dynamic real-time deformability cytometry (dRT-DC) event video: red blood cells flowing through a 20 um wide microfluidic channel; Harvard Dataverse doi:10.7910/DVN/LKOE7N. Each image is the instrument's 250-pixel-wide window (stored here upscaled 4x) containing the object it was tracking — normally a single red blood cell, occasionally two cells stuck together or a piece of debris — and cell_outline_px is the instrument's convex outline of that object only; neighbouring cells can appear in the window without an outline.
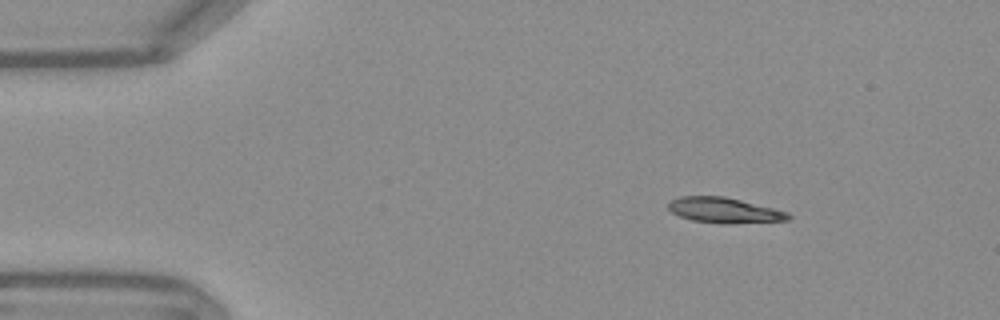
{"species": "Egyptian fruit bat (a non-hibernating species)", "species_latin": "Rousettus aegyptiacus", "temperature_condition": "warm", "stored_images_in_passage": 47, "camera_frame_rate_fps": 3000, "um_per_image_px": 0.085, "frame": {"image": 1, "passage_image": 1, "time_ms": 0.0, "image_size_px": [1000, 320], "cell_outline_px": [[792, 216], [788, 220], [728, 224], [724, 224], [692, 220], [680, 216], [672, 212], [668, 208], [668, 204], [672, 200], [680, 196], [724, 196], [788, 212]], "centroid_in_image_um": [61.56, 17.88], "position_along_channel_um": 23.4, "area_um2": 17.57}}
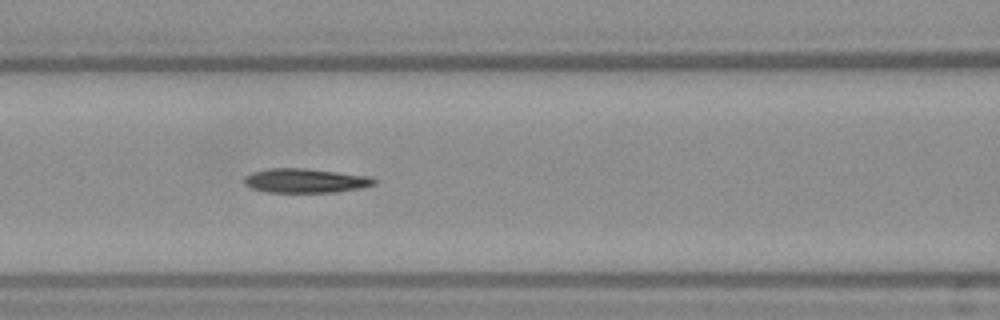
{"frame": {"image": 2, "passage_image": 16, "time_ms": 5.0, "image_size_px": [1000, 320], "cell_outline_px": [[376, 184], [360, 188], [336, 192], [268, 192], [252, 188], [244, 184], [244, 176], [252, 172], [268, 168], [304, 168], [368, 176], [376, 180]], "centroid_in_image_um": [25.92, 15.35], "position_along_channel_um": 140.7, "area_um2": 18.26}}
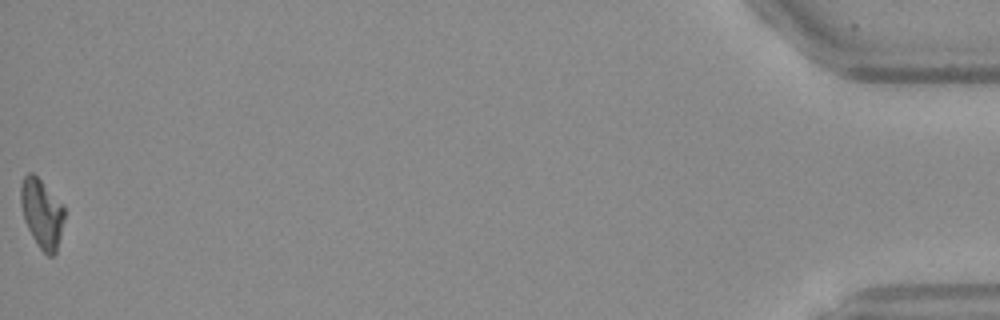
{"frame": {"image": 3, "passage_image": 47, "time_ms": 15.333, "image_size_px": [1000, 320], "cell_outline_px": [[64, 220], [56, 252], [52, 256], [48, 256], [36, 244], [24, 220], [20, 204], [20, 184], [24, 176], [28, 172], [32, 172], [64, 204]], "centroid_in_image_um": [3.54, 18.12], "position_along_channel_um": 431.7, "area_um2": 17.63}}